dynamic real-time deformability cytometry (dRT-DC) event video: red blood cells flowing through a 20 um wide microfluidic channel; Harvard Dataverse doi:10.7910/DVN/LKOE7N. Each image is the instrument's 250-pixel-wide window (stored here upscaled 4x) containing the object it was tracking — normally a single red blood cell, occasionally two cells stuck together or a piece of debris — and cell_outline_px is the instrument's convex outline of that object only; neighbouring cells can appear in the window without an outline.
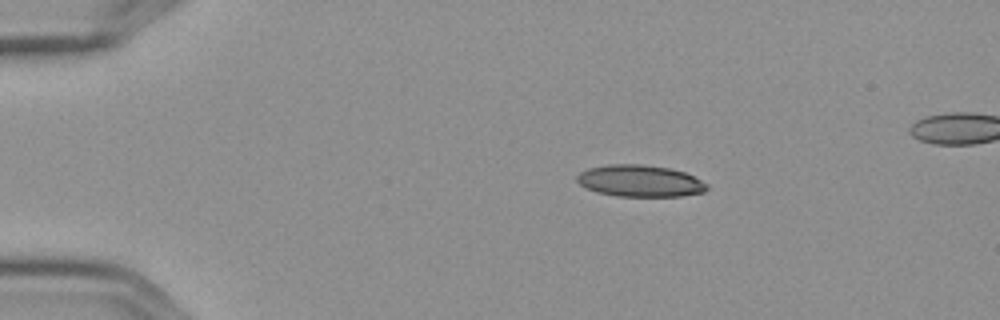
{"species": "Egyptian fruit bat (a non-hibernating species)", "species_latin": "Rousettus aegyptiacus", "temperature_condition": "cold", "stored_images_in_passage": 3, "segment_of_instrument_passage": [1, 2], "camera_frame_rate_fps": 3000, "um_per_image_px": 0.085, "frame": {"image": 1, "passage_image": 1, "time_ms": 0.0, "image_size_px": [1000, 320], "cell_outline_px": [[708, 188], [704, 192], [680, 196], [616, 196], [596, 192], [580, 184], [576, 180], [576, 176], [580, 172], [588, 168], [608, 164], [644, 164], [672, 168], [684, 172], [708, 184]], "centroid_in_image_um": [54.39, 15.37], "position_along_channel_um": 30.6, "area_um2": 24.1}}